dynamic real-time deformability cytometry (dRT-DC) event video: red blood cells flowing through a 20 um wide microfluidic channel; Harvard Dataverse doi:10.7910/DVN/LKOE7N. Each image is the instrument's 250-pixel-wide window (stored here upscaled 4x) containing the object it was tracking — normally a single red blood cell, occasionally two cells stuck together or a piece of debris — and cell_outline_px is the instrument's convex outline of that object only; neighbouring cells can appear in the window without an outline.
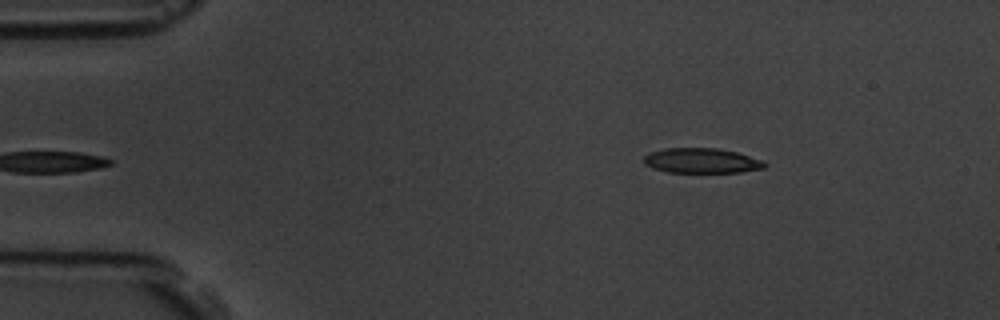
{"species": "common noctule bat (a hibernating species)", "species_latin": "Nyctalus noctula", "temperature_condition": "room temperature", "stored_images_in_passage": 2, "camera_frame_rate_fps": 3000, "um_per_image_px": 0.085, "animal": {"sex": "male", "body_mass_g": 19.5, "forearm_length_mm": 54.6}, "frame": {"image": 1, "passage_image": 2, "time_ms": 1.333, "image_size_px": [1000, 320], "cell_outline_px": [[768, 164], [764, 168], [740, 172], [668, 172], [652, 168], [644, 164], [644, 156], [648, 152], [664, 148], [716, 148], [736, 152], [764, 160]], "centroid_in_image_um": [59.63, 13.65], "position_along_channel_um": 25.4, "area_um2": 17.69}}